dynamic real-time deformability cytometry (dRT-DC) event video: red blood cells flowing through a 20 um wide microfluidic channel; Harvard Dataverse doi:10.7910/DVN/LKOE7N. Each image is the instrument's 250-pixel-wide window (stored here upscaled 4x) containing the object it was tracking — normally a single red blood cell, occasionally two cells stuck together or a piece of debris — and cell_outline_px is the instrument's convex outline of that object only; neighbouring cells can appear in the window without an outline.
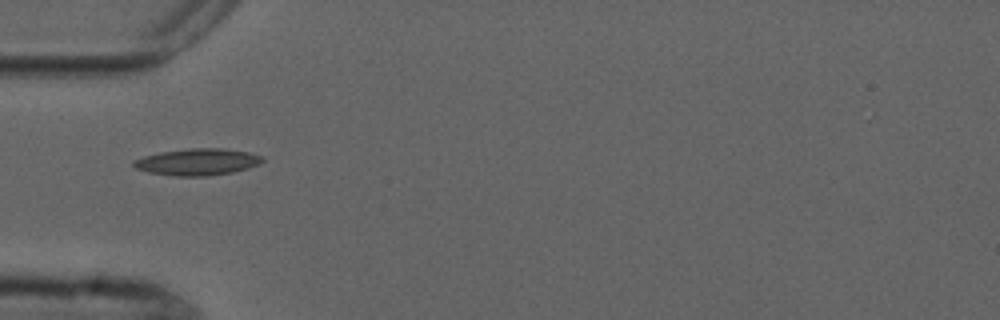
{"species": "common noctule bat (a hibernating species)", "species_latin": "Nyctalus noctula", "temperature_condition": "cold", "stored_images_in_passage": 1, "camera_frame_rate_fps": 3000, "um_per_image_px": 0.085, "animal": {"sex": "male", "forearm_length_mm": 52.5}, "frame": {"image": 1, "passage_image": 1, "time_ms": 0.0, "image_size_px": [1000, 320], "cell_outline_px": [[264, 160], [260, 164], [248, 168], [232, 172], [208, 176], [172, 176], [148, 172], [136, 168], [132, 164], [132, 160], [144, 156], [160, 152], [188, 148], [224, 148], [248, 152], [264, 156]], "centroid_in_image_um": [16.79, 13.76], "position_along_channel_um": 68.2, "area_um2": 20.23}}